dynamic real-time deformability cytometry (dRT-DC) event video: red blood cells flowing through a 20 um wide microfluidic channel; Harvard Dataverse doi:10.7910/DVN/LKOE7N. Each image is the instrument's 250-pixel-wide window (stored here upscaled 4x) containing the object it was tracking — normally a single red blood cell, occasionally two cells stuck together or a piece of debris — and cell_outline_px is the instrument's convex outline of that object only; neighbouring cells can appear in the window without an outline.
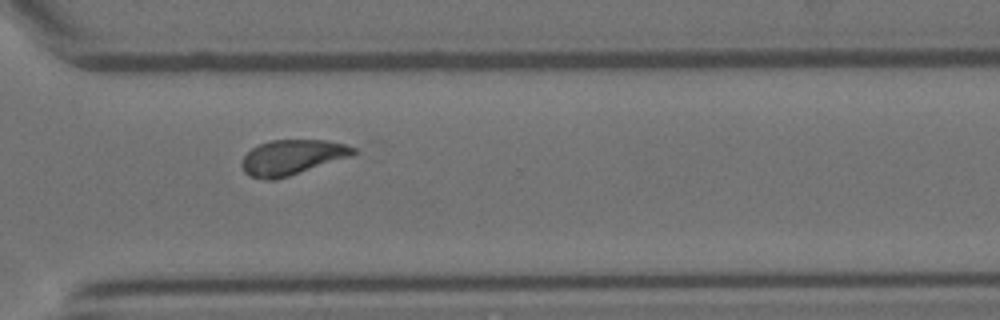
{"species": "Egyptian fruit bat (a non-hibernating species)", "species_latin": "Rousettus aegyptiacus", "temperature_condition": "room temperature", "stored_images_in_passage": 15, "camera_frame_rate_fps": 3000, "um_per_image_px": 0.085, "animal": {"sex": "female"}, "frame": {"image": 1, "passage_image": 11, "time_ms": 3.333, "image_size_px": [1000, 320], "cell_outline_px": [[356, 152], [352, 156], [276, 180], [264, 180], [248, 176], [244, 172], [240, 164], [244, 156], [252, 148], [260, 144], [272, 140], [324, 140], [344, 144], [356, 148]], "centroid_in_image_um": [24.8, 13.38], "position_along_channel_um": 345.8, "area_um2": 22.83}}
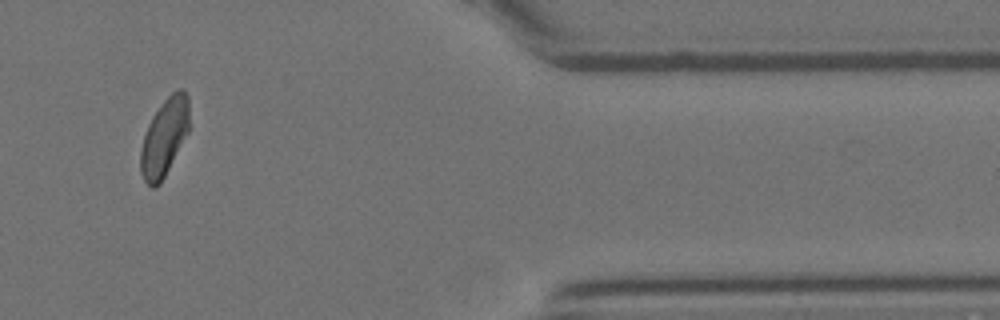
{"frame": {"image": 2, "passage_image": 13, "time_ms": 4.0, "image_size_px": [1000, 320], "cell_outline_px": [[188, 132], [160, 184], [156, 188], [152, 188], [144, 180], [140, 172], [140, 148], [148, 124], [152, 116], [164, 100], [172, 92], [180, 88], [184, 88], [188, 96]], "centroid_in_image_um": [13.95, 11.67], "position_along_channel_um": 397.4, "area_um2": 21.85}}